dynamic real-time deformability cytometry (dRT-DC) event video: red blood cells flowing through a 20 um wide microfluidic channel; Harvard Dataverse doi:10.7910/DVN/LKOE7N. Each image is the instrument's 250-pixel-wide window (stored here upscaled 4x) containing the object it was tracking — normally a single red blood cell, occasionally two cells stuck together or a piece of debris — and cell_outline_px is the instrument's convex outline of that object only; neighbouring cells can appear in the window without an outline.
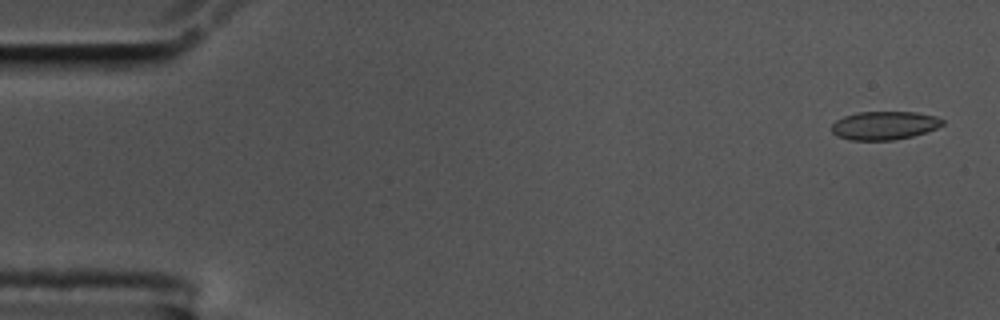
{"species": "common noctule bat (a hibernating species)", "species_latin": "Nyctalus noctula", "temperature_condition": "cold", "stored_images_in_passage": 17, "camera_frame_rate_fps": 3000, "um_per_image_px": 0.085, "animal": {"sex": "male", "body_mass_g": 17.5, "forearm_length_mm": 52.3}, "frame": {"image": 1, "passage_image": 2, "time_ms": 0.333, "image_size_px": [1000, 320], "cell_outline_px": [[944, 124], [936, 128], [912, 136], [892, 140], [848, 140], [836, 136], [832, 132], [832, 124], [836, 120], [844, 116], [856, 112], [916, 112], [936, 116], [944, 120]], "centroid_in_image_um": [75.14, 10.66], "position_along_channel_um": 9.9, "area_um2": 18.38}}
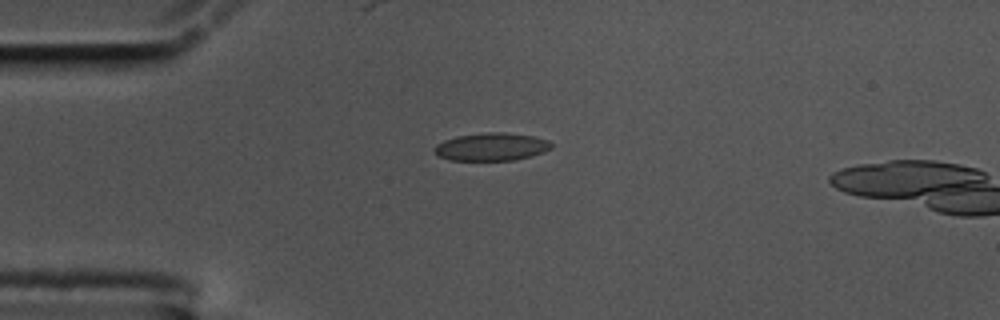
{"frame": {"image": 2, "passage_image": 14, "time_ms": 4.333, "image_size_px": [1000, 320], "cell_outline_px": [[552, 148], [544, 152], [532, 156], [512, 160], [448, 160], [440, 156], [436, 152], [436, 144], [444, 140], [456, 136], [488, 132], [504, 132], [532, 136], [548, 140], [552, 144]], "centroid_in_image_um": [41.8, 12.47], "position_along_channel_um": 43.2, "area_um2": 18.84}}